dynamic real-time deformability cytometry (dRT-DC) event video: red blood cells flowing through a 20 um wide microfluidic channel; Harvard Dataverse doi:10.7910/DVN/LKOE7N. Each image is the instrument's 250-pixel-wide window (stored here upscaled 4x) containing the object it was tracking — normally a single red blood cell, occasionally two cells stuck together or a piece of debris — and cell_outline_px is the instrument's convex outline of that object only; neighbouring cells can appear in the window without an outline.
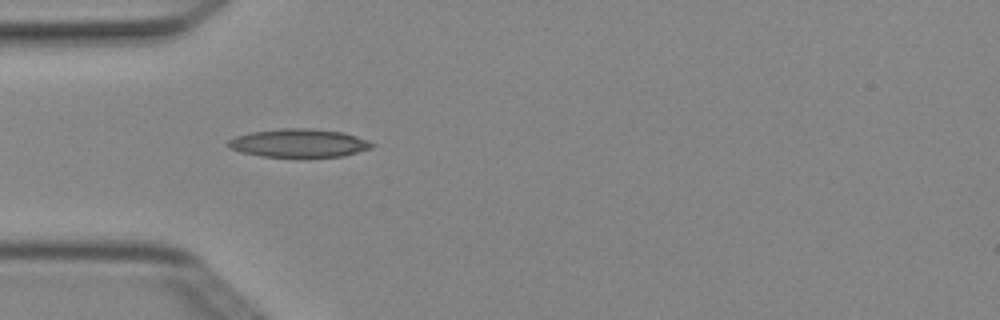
{"species": "Egyptian fruit bat (a non-hibernating species)", "species_latin": "Rousettus aegyptiacus", "temperature_condition": "cold", "stored_images_in_passage": 4, "camera_frame_rate_fps": 3000, "um_per_image_px": 0.085, "animal": {"sex": "female"}, "frame": {"image": 1, "passage_image": 4, "time_ms": 1.0, "image_size_px": [1000, 320], "cell_outline_px": [[376, 144], [372, 148], [344, 156], [260, 156], [240, 152], [228, 148], [224, 144], [228, 140], [236, 136], [248, 132], [280, 128], [312, 128], [344, 132], [368, 140]], "centroid_in_image_um": [25.37, 12.14], "position_along_channel_um": 59.6, "area_um2": 23.93}}